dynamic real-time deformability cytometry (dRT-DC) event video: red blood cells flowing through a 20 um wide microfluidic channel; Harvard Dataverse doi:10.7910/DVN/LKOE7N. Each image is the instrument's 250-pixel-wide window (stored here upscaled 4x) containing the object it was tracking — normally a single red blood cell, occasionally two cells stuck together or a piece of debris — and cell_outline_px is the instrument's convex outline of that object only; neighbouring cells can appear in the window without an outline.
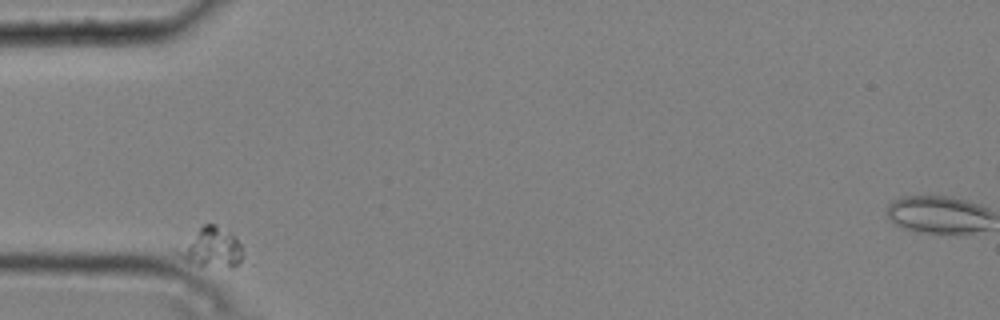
{"species": "common noctule bat (a hibernating species)", "species_latin": "Nyctalus noctula", "temperature_condition": "cold", "stored_images_in_passage": 2, "camera_frame_rate_fps": 3000, "um_per_image_px": 0.085, "animal": {"sex": "male", "body_mass_g": 20.4}, "frame": {"image": 1, "passage_image": 1, "time_ms": 0.0, "image_size_px": [1000, 320], "cell_outline_px": [[240, 260], [232, 268], [228, 268], [200, 264], [188, 260], [176, 252], [204, 224], [212, 224], [236, 236], [240, 244]], "centroid_in_image_um": [18.03, 21.04], "position_along_channel_um": 67.0, "area_um2": 13.81}}
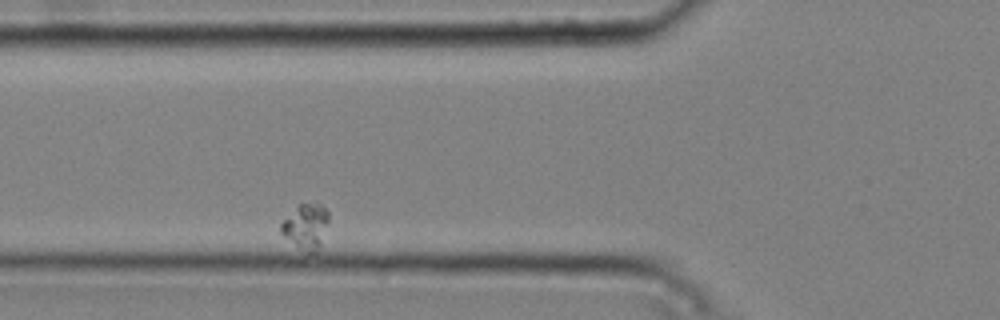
{"frame": {"image": 2, "passage_image": 2, "time_ms": 0.333, "image_size_px": [1000, 320], "cell_outline_px": [[328, 220], [320, 244], [316, 252], [308, 252], [284, 236], [280, 232], [280, 224], [300, 204], [320, 204], [328, 212]], "centroid_in_image_um": [26.0, 19.23], "position_along_channel_um": 99.8, "area_um2": 11.79}}